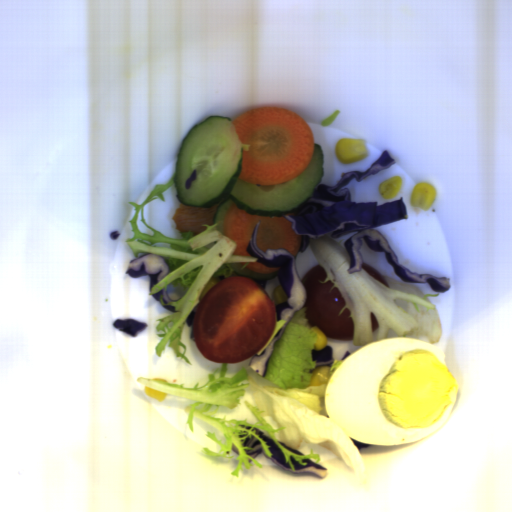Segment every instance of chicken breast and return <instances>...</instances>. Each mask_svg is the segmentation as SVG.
Returning <instances> with one entry per match:
<instances>
[{
	"label": "chicken breast",
	"instance_id": "cb542c10",
	"mask_svg": "<svg viewBox=\"0 0 512 512\" xmlns=\"http://www.w3.org/2000/svg\"><path fill=\"white\" fill-rule=\"evenodd\" d=\"M216 204L211 207H195L185 205L183 202L176 208L172 220L175 223L174 229L180 233L193 232V237L205 231L203 224L215 225L213 223L217 208Z\"/></svg>",
	"mask_w": 512,
	"mask_h": 512
}]
</instances>
